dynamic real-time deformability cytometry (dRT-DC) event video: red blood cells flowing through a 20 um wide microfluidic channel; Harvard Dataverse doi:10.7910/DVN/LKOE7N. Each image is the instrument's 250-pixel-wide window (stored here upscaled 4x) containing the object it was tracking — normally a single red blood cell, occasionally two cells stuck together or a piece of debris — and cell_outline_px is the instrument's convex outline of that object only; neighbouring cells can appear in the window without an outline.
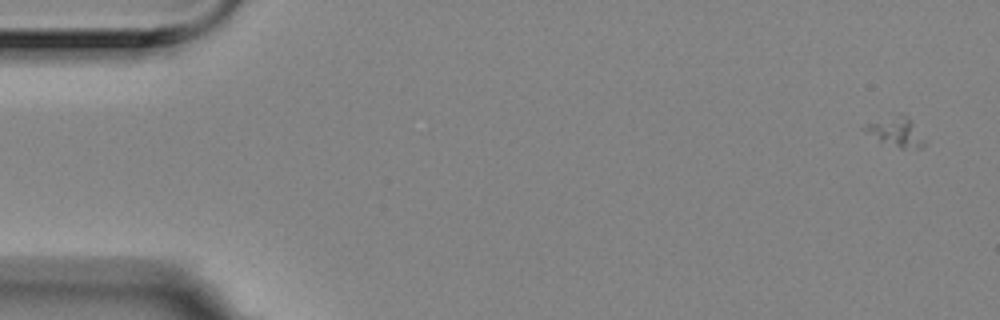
{"species": "Egyptian fruit bat (a non-hibernating species)", "species_latin": "Rousettus aegyptiacus", "temperature_condition": "room temperature", "stored_images_in_passage": 5, "camera_frame_rate_fps": 3000, "um_per_image_px": 0.085, "animal": {"sex": "female"}, "frame": {"image": 1, "passage_image": 1, "time_ms": 0.0, "image_size_px": [1000, 320], "cell_outline_px": [[928, 140], [920, 148], [900, 148], [880, 140], [860, 128], [868, 124], [900, 112], [908, 116]], "centroid_in_image_um": [76.25, 11.18], "position_along_channel_um": 8.7, "area_um2": 10.23}}
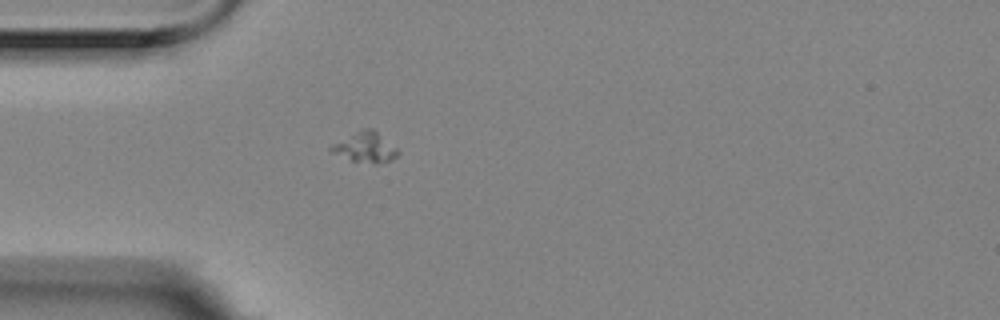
{"frame": {"image": 2, "passage_image": 5, "time_ms": 1.333, "image_size_px": [1000, 320], "cell_outline_px": [[400, 152], [392, 160], [376, 164], [352, 160], [332, 152], [328, 148], [332, 144], [360, 128], [372, 128], [396, 148]], "centroid_in_image_um": [31.04, 12.51], "position_along_channel_um": 54.0, "area_um2": 11.62}}